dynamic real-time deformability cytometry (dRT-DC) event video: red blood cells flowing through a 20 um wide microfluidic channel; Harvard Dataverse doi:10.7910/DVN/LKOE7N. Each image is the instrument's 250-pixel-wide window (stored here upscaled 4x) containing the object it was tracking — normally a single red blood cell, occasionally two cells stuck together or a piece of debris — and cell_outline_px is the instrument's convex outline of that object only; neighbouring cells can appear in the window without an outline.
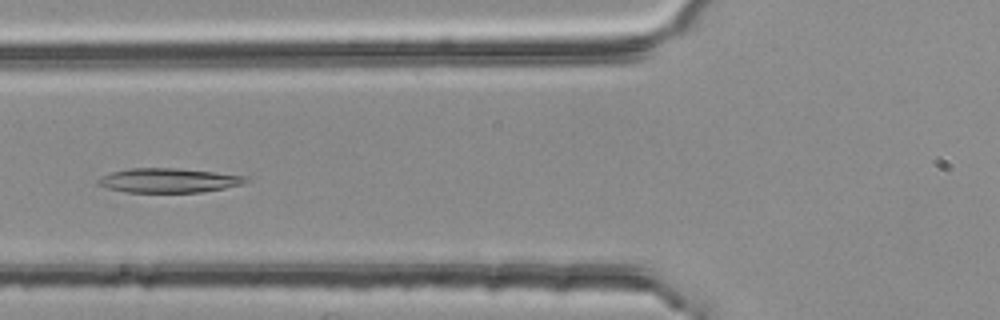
{"species": "common noctule bat (a hibernating species)", "species_latin": "Nyctalus noctula", "temperature_condition": "room temperature", "stored_images_in_passage": 6, "segment_of_instrument_passage": [2, 2], "camera_frame_rate_fps": 3000, "um_per_image_px": 0.085, "animal": {"sex": "female", "body_mass_g": 25.1}, "frame": {"image": 1, "passage_image": 6, "time_ms": 1.667, "image_size_px": [1000, 320], "cell_outline_px": [[252, 180], [240, 184], [224, 188], [204, 192], [124, 192], [108, 188], [96, 184], [96, 180], [112, 172], [128, 168], [176, 168], [216, 172], [248, 176]], "centroid_in_image_um": [14.36, 15.33], "position_along_channel_um": 111.4, "area_um2": 21.04}}